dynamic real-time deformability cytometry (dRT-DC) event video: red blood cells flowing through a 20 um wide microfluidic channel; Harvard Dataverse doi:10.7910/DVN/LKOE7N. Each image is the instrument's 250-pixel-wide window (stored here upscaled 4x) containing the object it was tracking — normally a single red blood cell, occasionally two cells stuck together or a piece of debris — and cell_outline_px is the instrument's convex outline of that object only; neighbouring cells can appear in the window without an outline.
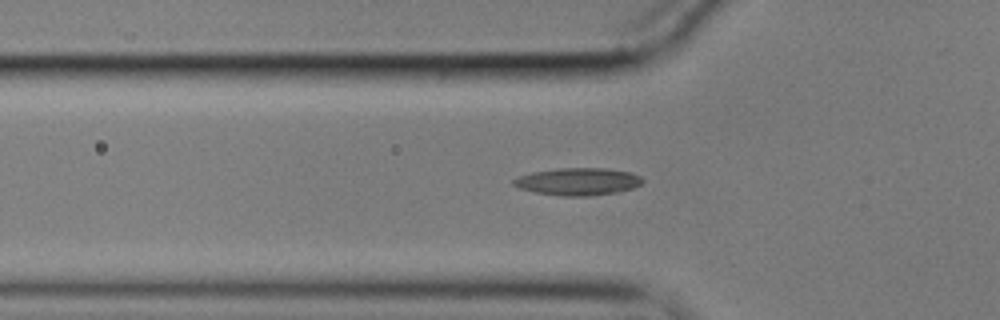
{"species": "common noctule bat (a hibernating species)", "species_latin": "Nyctalus noctula", "temperature_condition": "cold", "stored_images_in_passage": 38, "camera_frame_rate_fps": 3000, "um_per_image_px": 0.085, "animal": {"sex": "male", "body_mass_g": 17.9}, "frame": {"image": 1, "passage_image": 8, "time_ms": 2.333, "image_size_px": [1000, 320], "cell_outline_px": [[644, 180], [640, 184], [632, 188], [620, 192], [588, 196], [560, 196], [536, 192], [520, 188], [512, 184], [512, 180], [520, 176], [532, 172], [560, 168], [604, 168], [632, 172], [640, 176]], "centroid_in_image_um": [49.15, 15.43], "position_along_channel_um": 76.6, "area_um2": 20.58}}
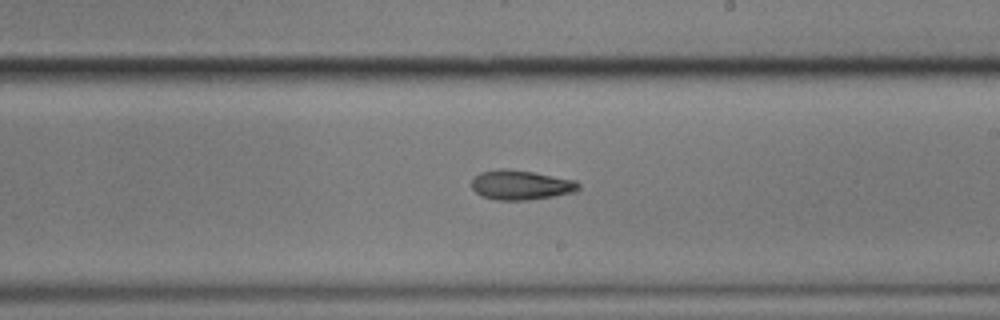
{"frame": {"image": 2, "passage_image": 22, "time_ms": 7.0, "image_size_px": [1000, 320], "cell_outline_px": [[580, 188], [576, 192], [528, 200], [496, 200], [480, 196], [472, 188], [472, 176], [480, 172], [500, 168], [508, 168], [532, 172], [576, 180], [580, 184]], "centroid_in_image_um": [44.25, 15.72], "position_along_channel_um": 244.8, "area_um2": 18.67}}
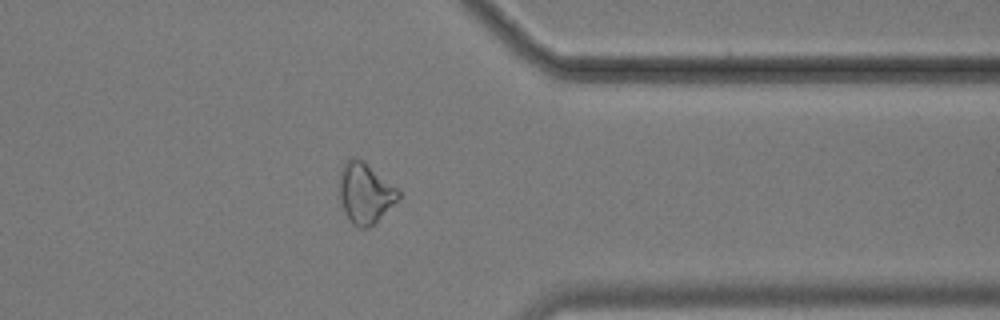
{"frame": {"image": 3, "passage_image": 34, "time_ms": 11.0, "image_size_px": [1000, 320], "cell_outline_px": [[400, 196], [368, 228], [356, 228], [352, 224], [344, 212], [340, 200], [340, 172], [344, 160], [352, 156], [356, 156], [364, 160], [396, 188], [400, 192]], "centroid_in_image_um": [30.98, 16.37], "position_along_channel_um": 380.4, "area_um2": 20.58}}